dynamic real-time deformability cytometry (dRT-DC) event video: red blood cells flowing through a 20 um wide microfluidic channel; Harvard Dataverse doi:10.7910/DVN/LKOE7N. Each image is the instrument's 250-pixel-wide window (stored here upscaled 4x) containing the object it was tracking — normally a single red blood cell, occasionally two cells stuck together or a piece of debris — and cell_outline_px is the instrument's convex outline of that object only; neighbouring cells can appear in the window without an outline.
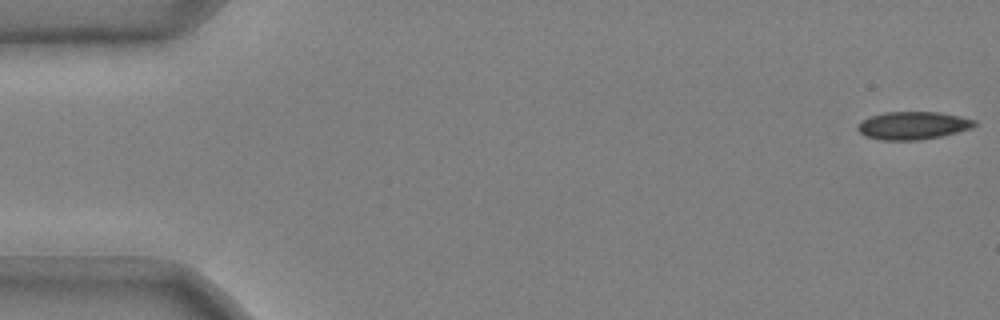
{"species": "common noctule bat (a hibernating species)", "species_latin": "Nyctalus noctula", "temperature_condition": "cold", "stored_images_in_passage": 49, "camera_frame_rate_fps": 3000, "um_per_image_px": 0.085, "animal": {"sex": "male", "body_mass_g": 20.4}, "frame": {"image": 1, "passage_image": 1, "time_ms": 0.0, "image_size_px": [1000, 320], "cell_outline_px": [[976, 124], [972, 128], [940, 136], [920, 140], [880, 140], [864, 136], [856, 128], [856, 124], [860, 120], [884, 112], [940, 112], [960, 116], [976, 120]], "centroid_in_image_um": [77.56, 10.67], "position_along_channel_um": 7.4, "area_um2": 19.07}}
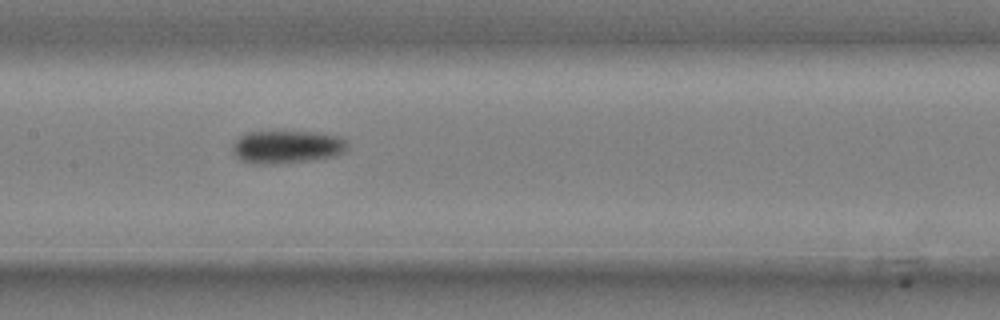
{"frame": {"image": 2, "passage_image": 26, "time_ms": 8.333, "image_size_px": [1000, 320], "cell_outline_px": [[348, 148], [344, 152], [336, 156], [308, 160], [276, 164], [252, 164], [240, 160], [232, 152], [232, 144], [240, 136], [248, 132], [312, 132], [340, 136], [348, 140]], "centroid_in_image_um": [24.39, 12.49], "position_along_channel_um": 183.0, "area_um2": 22.2}}
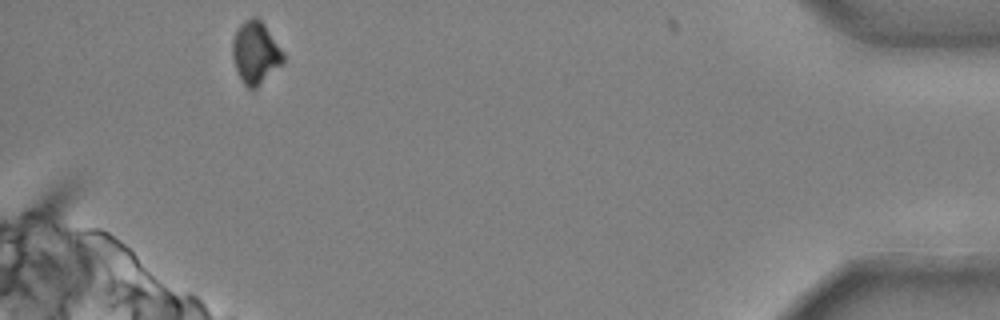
{"frame": {"image": 3, "passage_image": 49, "time_ms": 16.0, "image_size_px": [1000, 320], "cell_outline_px": [[284, 60], [256, 88], [248, 88], [244, 84], [236, 68], [232, 56], [232, 40], [240, 24], [244, 20], [252, 16], [256, 16], [264, 24], [284, 52]], "centroid_in_image_um": [21.7, 4.43], "position_along_channel_um": 413.5, "area_um2": 18.09}, "authors_computed_cell_mechanics": {"area_um2": 20.1722, "velocity_mm_per_s": 3.7151, "shape_relaxation_time_tau1_ms": 10.9848, "shape_relaxation_time_tau2_ms": null, "deformation_change_tau1": 0.2023, "deformation_change_tau2": null}}